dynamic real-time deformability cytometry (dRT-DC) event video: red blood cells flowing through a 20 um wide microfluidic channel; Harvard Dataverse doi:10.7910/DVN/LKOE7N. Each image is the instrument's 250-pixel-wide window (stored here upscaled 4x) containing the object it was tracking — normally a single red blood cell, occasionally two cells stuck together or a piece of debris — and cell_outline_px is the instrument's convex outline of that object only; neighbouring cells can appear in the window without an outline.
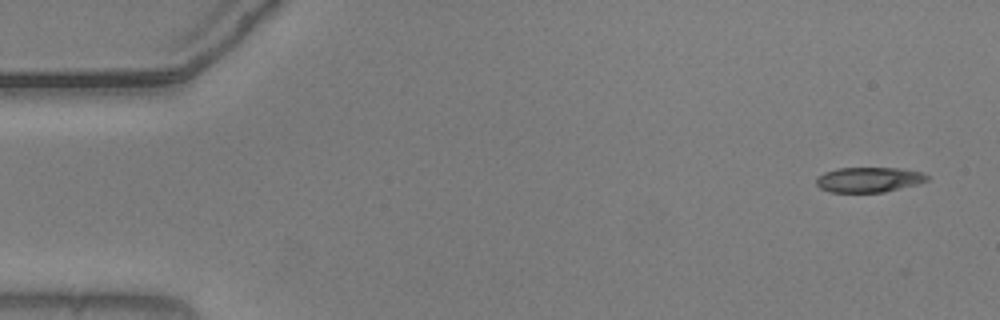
{"species": "common noctule bat (a hibernating species)", "species_latin": "Nyctalus noctula", "temperature_condition": "warm", "stored_images_in_passage": 50, "camera_frame_rate_fps": 3000, "um_per_image_px": 0.085, "animal": {"sex": "male", "body_mass_g": 20.5, "forearm_length_mm": 52.5}, "frame": {"image": 1, "passage_image": 1, "time_ms": 0.0, "image_size_px": [1000, 320], "cell_outline_px": [[928, 180], [916, 184], [884, 192], [832, 192], [820, 188], [816, 184], [816, 176], [824, 172], [836, 168], [900, 168], [924, 172], [928, 176]], "centroid_in_image_um": [73.83, 15.26], "position_along_channel_um": 11.2, "area_um2": 16.24}}
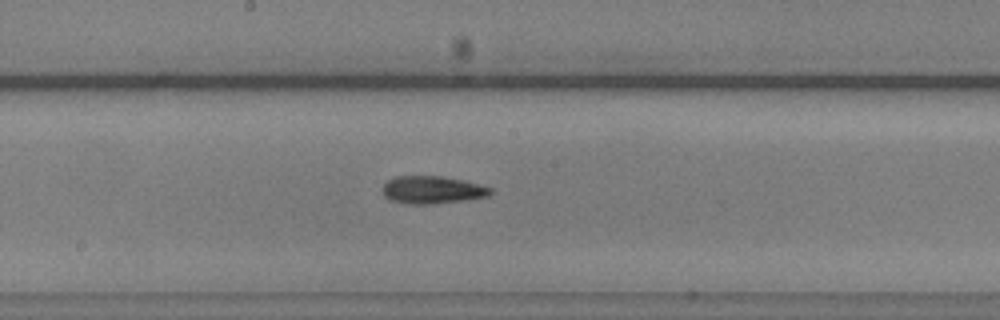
{"frame": {"image": 2, "passage_image": 27, "time_ms": 8.667, "image_size_px": [1000, 320], "cell_outline_px": [[492, 192], [488, 196], [464, 200], [432, 204], [408, 204], [388, 200], [384, 196], [380, 188], [388, 180], [396, 176], [440, 176], [464, 180], [492, 188]], "centroid_in_image_um": [36.69, 16.14], "position_along_channel_um": 211.5, "area_um2": 17.51}}
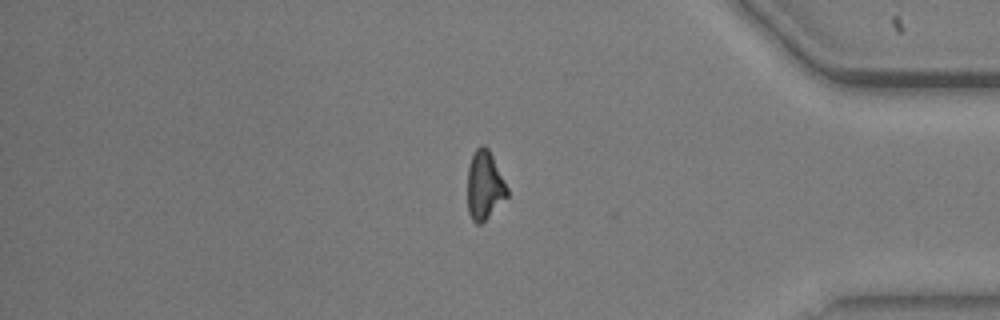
{"frame": {"image": 3, "passage_image": 44, "time_ms": 14.333, "image_size_px": [1000, 320], "cell_outline_px": [[508, 196], [480, 224], [476, 224], [472, 220], [468, 212], [468, 168], [472, 156], [476, 148], [480, 144], [484, 144], [488, 148], [508, 188]], "centroid_in_image_um": [41.18, 15.74], "position_along_channel_um": 394.0, "area_um2": 15.66}, "authors_computed_cell_mechanics": {"area_um2": 16.6464, "velocity_mm_per_s": 3.7069, "shape_relaxation_time_tau1_ms": 2.0555, "shape_relaxation_time_tau2_ms": 10.4109, "deformation_change_tau1": 0.1518, "deformation_change_tau2": 0.2448}}